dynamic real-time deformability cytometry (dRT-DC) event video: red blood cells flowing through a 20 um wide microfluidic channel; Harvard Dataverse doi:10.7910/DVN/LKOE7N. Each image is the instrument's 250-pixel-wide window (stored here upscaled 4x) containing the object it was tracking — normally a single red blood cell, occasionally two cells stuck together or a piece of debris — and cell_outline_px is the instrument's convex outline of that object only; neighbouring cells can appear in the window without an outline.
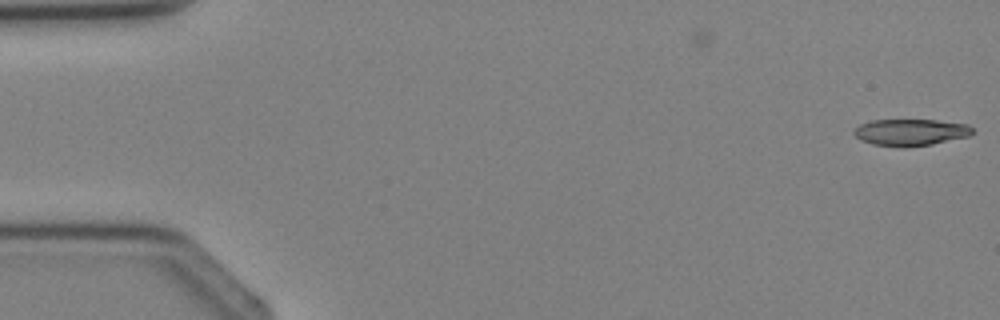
{"species": "Egyptian fruit bat (a non-hibernating species)", "species_latin": "Rousettus aegyptiacus", "temperature_condition": "cold", "stored_images_in_passage": 2, "camera_frame_rate_fps": 3000, "um_per_image_px": 0.085, "animal": {"sex": "female"}, "frame": {"image": 1, "passage_image": 2, "time_ms": 1.0, "image_size_px": [1000, 320], "cell_outline_px": [[972, 132], [968, 136], [932, 144], [904, 148], [872, 144], [860, 140], [852, 132], [860, 124], [872, 120], [936, 120], [968, 124], [972, 128]], "centroid_in_image_um": [77.37, 11.25], "position_along_channel_um": 7.6, "area_um2": 18.44}}